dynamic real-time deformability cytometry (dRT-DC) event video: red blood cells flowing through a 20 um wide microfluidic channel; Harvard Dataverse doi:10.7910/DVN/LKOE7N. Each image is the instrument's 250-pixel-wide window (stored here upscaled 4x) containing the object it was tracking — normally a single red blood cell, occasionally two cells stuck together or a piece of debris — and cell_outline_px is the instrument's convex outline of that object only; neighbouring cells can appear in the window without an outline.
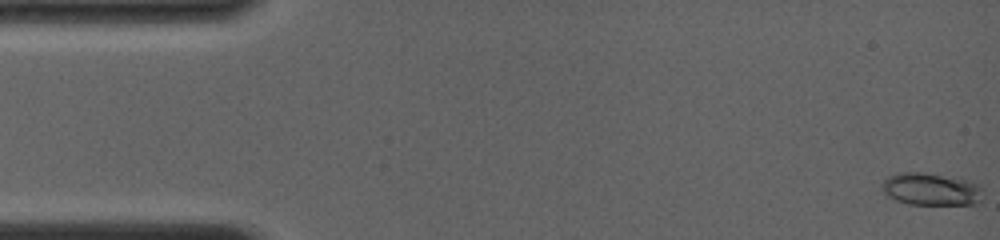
{"species": "common noctule bat (a hibernating species)", "species_latin": "Nyctalus noctula", "temperature_condition": "room temperature", "stored_images_in_passage": 15, "camera_frame_rate_fps": 4000, "um_per_image_px": 0.085, "animal": {"sex": "female", "body_mass_g": 19.0, "forearm_length_mm": 56.7}, "frame": {"image": 1, "passage_image": 1, "time_ms": 0.0, "image_size_px": [1000, 240], "cell_outline_px": [[980, 200], [976, 204], [908, 204], [896, 200], [888, 196], [880, 188], [880, 184], [888, 176], [896, 172], [920, 172], [960, 176], [980, 184]], "centroid_in_image_um": [79.12, 16.04], "position_along_channel_um": 5.9, "area_um2": 19.54}}